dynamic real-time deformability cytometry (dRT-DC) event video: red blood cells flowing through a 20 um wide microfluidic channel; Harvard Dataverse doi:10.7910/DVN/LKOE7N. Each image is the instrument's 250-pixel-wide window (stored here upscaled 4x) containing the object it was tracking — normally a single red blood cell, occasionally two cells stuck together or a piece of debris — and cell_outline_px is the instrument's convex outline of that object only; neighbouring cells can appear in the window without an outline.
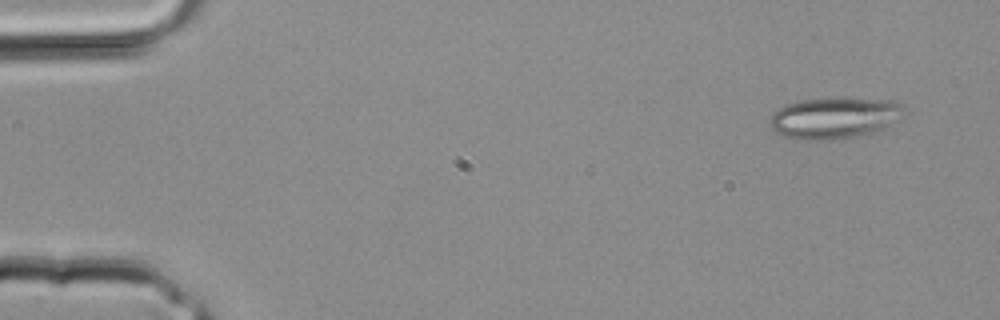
{"species": "common noctule bat (a hibernating species)", "species_latin": "Nyctalus noctula", "temperature_condition": "room temperature", "stored_images_in_passage": 29, "camera_frame_rate_fps": 3000, "um_per_image_px": 0.085, "animal": {"sex": "male", "body_mass_g": 20.4}, "frame": {"image": 1, "passage_image": 1, "time_ms": 0.0, "image_size_px": [1000, 320], "cell_outline_px": [[908, 112], [900, 120], [876, 132], [856, 136], [784, 136], [768, 128], [768, 120], [772, 112], [784, 104], [800, 100], [888, 100], [904, 104]], "centroid_in_image_um": [70.98, 9.98], "position_along_channel_um": 14.0, "area_um2": 30.92}}
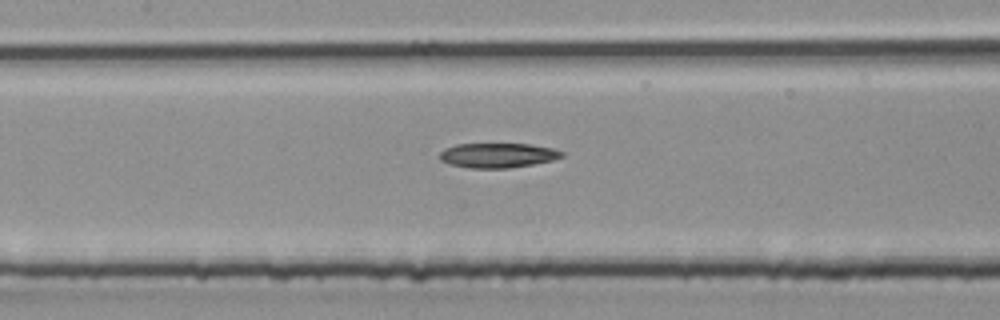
{"frame": {"image": 2, "passage_image": 14, "time_ms": 4.333, "image_size_px": [1000, 320], "cell_outline_px": [[564, 156], [552, 160], [532, 164], [508, 168], [468, 168], [448, 164], [440, 160], [440, 152], [444, 148], [456, 144], [528, 144], [552, 148], [564, 152]], "centroid_in_image_um": [42.27, 13.2], "position_along_channel_um": 165.1, "area_um2": 17.57}}
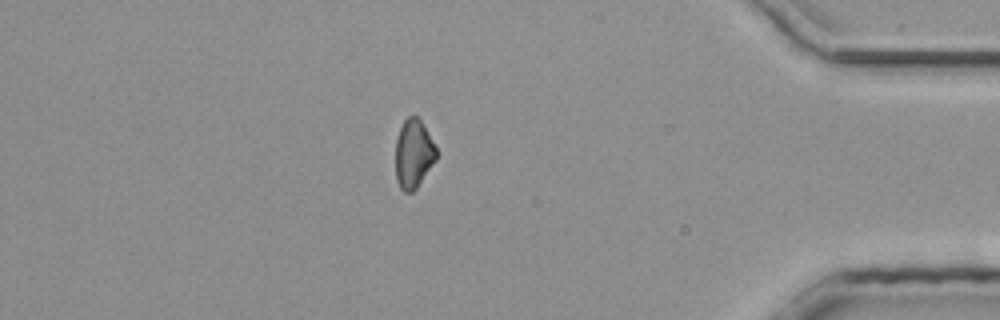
{"frame": {"image": 3, "passage_image": 27, "time_ms": 8.667, "image_size_px": [1000, 320], "cell_outline_px": [[436, 160], [416, 188], [412, 192], [404, 192], [400, 188], [396, 180], [396, 140], [400, 128], [404, 120], [408, 116], [416, 116], [420, 120], [436, 148]], "centroid_in_image_um": [35.13, 13.09], "position_along_channel_um": 400.1, "area_um2": 16.07}}